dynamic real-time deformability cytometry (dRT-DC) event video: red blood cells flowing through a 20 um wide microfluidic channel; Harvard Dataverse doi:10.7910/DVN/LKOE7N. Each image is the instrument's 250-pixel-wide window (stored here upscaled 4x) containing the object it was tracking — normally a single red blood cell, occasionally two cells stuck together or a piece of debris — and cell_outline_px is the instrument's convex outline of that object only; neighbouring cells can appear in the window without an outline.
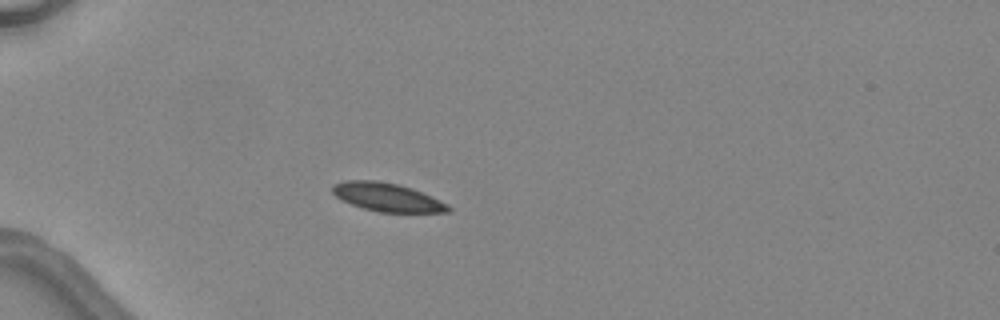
{"species": "common noctule bat (a hibernating species)", "species_latin": "Nyctalus noctula", "temperature_condition": "warm", "stored_images_in_passage": 5, "camera_frame_rate_fps": 3000, "um_per_image_px": 0.085, "animal": {"sex": "female", "body_mass_g": 24.6, "forearm_length_mm": 56.2}, "frame": {"image": 1, "passage_image": 4, "time_ms": 3.667, "image_size_px": [1000, 320], "cell_outline_px": [[452, 212], [380, 212], [364, 208], [340, 200], [332, 192], [332, 184], [344, 180], [376, 180], [396, 184], [412, 188], [448, 204], [452, 208]], "centroid_in_image_um": [32.89, 16.76], "position_along_channel_um": 52.1, "area_um2": 19.13}}